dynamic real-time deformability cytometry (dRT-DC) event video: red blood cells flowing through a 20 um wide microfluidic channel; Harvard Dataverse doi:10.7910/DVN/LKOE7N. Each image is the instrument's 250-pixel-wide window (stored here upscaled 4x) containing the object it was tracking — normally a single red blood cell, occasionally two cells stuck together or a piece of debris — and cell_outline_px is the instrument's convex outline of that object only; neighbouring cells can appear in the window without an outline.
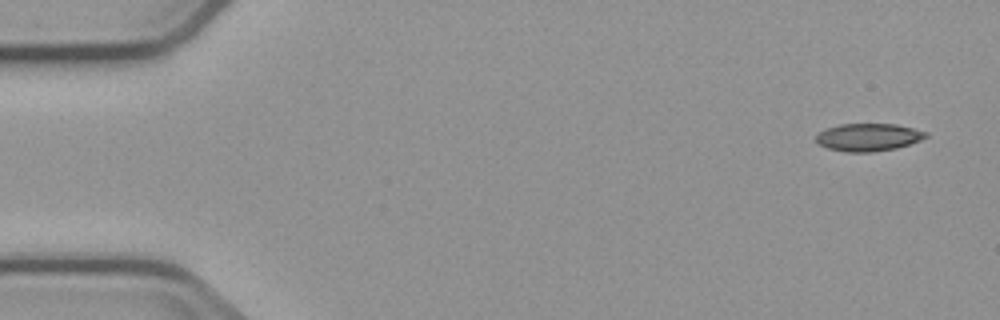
{"species": "common noctule bat (a hibernating species)", "species_latin": "Nyctalus noctula", "temperature_condition": "cold", "stored_images_in_passage": 4, "camera_frame_rate_fps": 3000, "um_per_image_px": 0.085, "animal": {"sex": "male", "body_mass_g": 23.1, "forearm_length_mm": 52.7}, "frame": {"image": 1, "passage_image": 1, "time_ms": 0.0, "image_size_px": [1000, 320], "cell_outline_px": [[928, 136], [920, 140], [896, 148], [872, 152], [844, 152], [828, 148], [816, 144], [816, 136], [820, 132], [828, 128], [840, 124], [896, 124], [928, 132]], "centroid_in_image_um": [73.79, 11.67], "position_along_channel_um": 11.2, "area_um2": 17.63}}
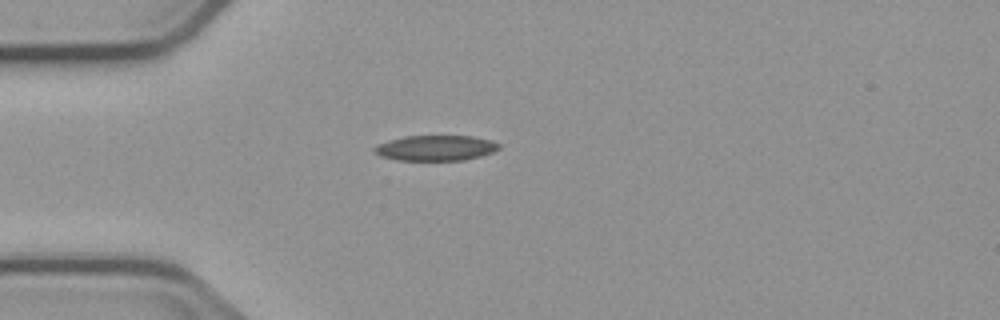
{"frame": {"image": 2, "passage_image": 3, "time_ms": 4.0, "image_size_px": [1000, 320], "cell_outline_px": [[500, 148], [492, 152], [480, 156], [464, 160], [396, 160], [380, 156], [372, 148], [388, 140], [404, 136], [472, 136], [488, 140], [500, 144]], "centroid_in_image_um": [37.02, 12.58], "position_along_channel_um": 48.0, "area_um2": 18.26}}